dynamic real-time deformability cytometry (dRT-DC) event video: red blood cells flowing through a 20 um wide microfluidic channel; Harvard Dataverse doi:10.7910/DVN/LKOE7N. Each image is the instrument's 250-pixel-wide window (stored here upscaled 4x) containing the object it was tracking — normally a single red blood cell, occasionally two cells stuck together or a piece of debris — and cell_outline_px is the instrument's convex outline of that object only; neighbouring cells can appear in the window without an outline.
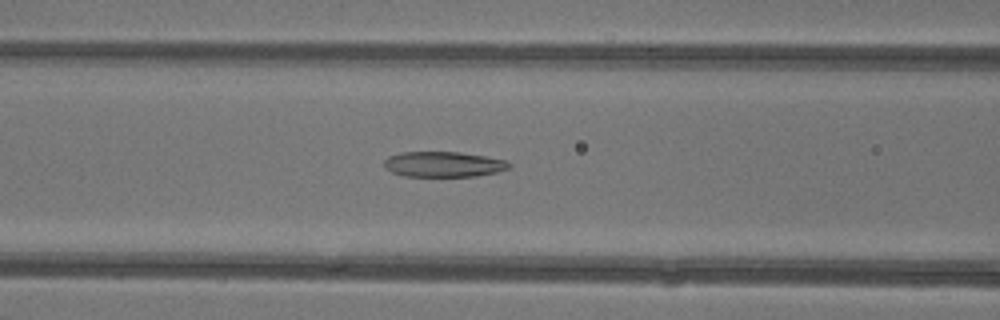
{"species": "common noctule bat (a hibernating species)", "species_latin": "Nyctalus noctula", "temperature_condition": "warm", "stored_images_in_passage": 45, "camera_frame_rate_fps": 3000, "um_per_image_px": 0.085, "animal": {"sex": "female"}, "frame": {"image": 1, "passage_image": 18, "time_ms": 5.667, "image_size_px": [1000, 320], "cell_outline_px": [[512, 168], [496, 172], [476, 176], [404, 176], [392, 172], [384, 168], [384, 160], [388, 156], [400, 152], [460, 152], [508, 160], [512, 164]], "centroid_in_image_um": [37.72, 13.96], "position_along_channel_um": 128.9, "area_um2": 18.67}}
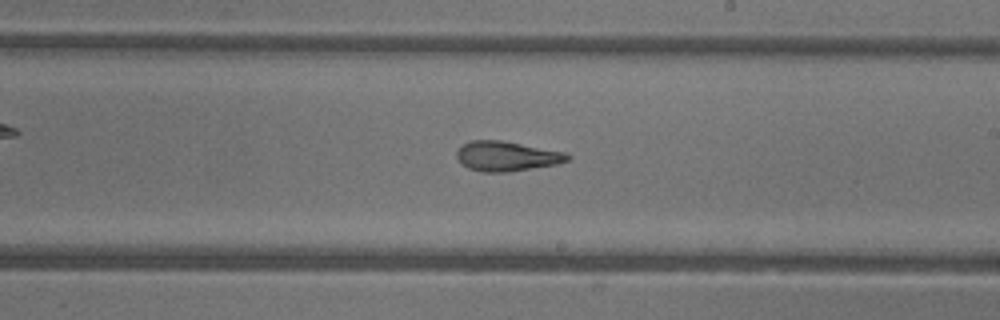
{"frame": {"image": 2, "passage_image": 26, "time_ms": 8.333, "image_size_px": [1000, 320], "cell_outline_px": [[572, 156], [568, 160], [556, 164], [508, 172], [480, 172], [468, 168], [456, 156], [456, 152], [464, 144], [472, 140], [500, 140], [568, 152]], "centroid_in_image_um": [43.11, 13.27], "position_along_channel_um": 245.9, "area_um2": 19.19}}
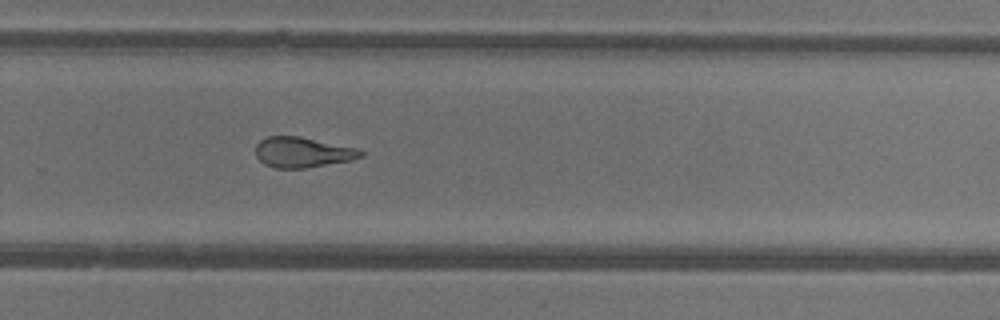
{"frame": {"image": 3, "passage_image": 30, "time_ms": 9.667, "image_size_px": [1000, 320], "cell_outline_px": [[364, 156], [352, 160], [304, 168], [276, 168], [264, 164], [256, 156], [256, 144], [260, 140], [268, 136], [300, 136], [356, 148], [364, 152]], "centroid_in_image_um": [25.71, 12.94], "position_along_channel_um": 304.1, "area_um2": 18.55}, "authors_computed_cell_mechanics": {"area_um2": 20.6346, "velocity_mm_per_s": 4.3891, "shape_relaxation_time_tau1_ms": null, "shape_relaxation_time_tau2_ms": 2.5884, "deformation_change_tau1": null, "deformation_change_tau2": 0.1325}}